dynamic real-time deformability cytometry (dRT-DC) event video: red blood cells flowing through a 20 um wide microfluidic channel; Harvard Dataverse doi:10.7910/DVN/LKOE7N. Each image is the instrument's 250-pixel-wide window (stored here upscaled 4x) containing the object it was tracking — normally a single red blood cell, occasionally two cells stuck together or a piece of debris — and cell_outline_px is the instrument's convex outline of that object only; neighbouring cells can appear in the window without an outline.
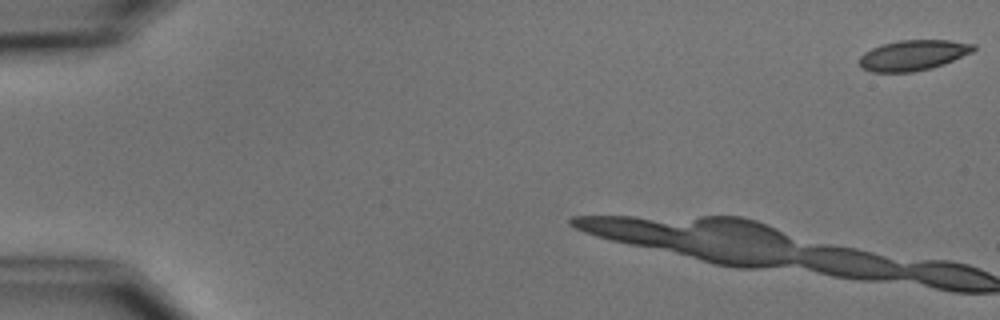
{"species": "common noctule bat (a hibernating species)", "species_latin": "Nyctalus noctula", "temperature_condition": "cold", "stored_images_in_passage": 3, "camera_frame_rate_fps": 3000, "um_per_image_px": 0.085, "animal": {"sex": "male", "body_mass_g": 15.6}, "frame": {"image": 1, "passage_image": 1, "time_ms": 0.0, "image_size_px": [1000, 320], "cell_outline_px": [[976, 48], [972, 52], [944, 64], [932, 68], [912, 72], [872, 72], [864, 68], [860, 64], [860, 56], [864, 52], [872, 48], [884, 44], [900, 40], [948, 40], [976, 44]], "centroid_in_image_um": [77.64, 4.69], "position_along_channel_um": 7.4, "area_um2": 20.11}}